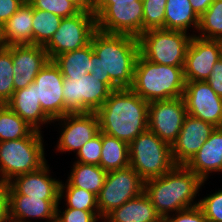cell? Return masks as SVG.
Segmentation results:
<instances>
[{
  "label": "cell",
  "instance_id": "1",
  "mask_svg": "<svg viewBox=\"0 0 222 222\" xmlns=\"http://www.w3.org/2000/svg\"><path fill=\"white\" fill-rule=\"evenodd\" d=\"M90 43L92 77H97L112 91L130 88L140 54L138 38L96 30Z\"/></svg>",
  "mask_w": 222,
  "mask_h": 222
},
{
  "label": "cell",
  "instance_id": "2",
  "mask_svg": "<svg viewBox=\"0 0 222 222\" xmlns=\"http://www.w3.org/2000/svg\"><path fill=\"white\" fill-rule=\"evenodd\" d=\"M149 102L130 88L110 93L95 112L101 132L130 144L139 134L148 130Z\"/></svg>",
  "mask_w": 222,
  "mask_h": 222
},
{
  "label": "cell",
  "instance_id": "3",
  "mask_svg": "<svg viewBox=\"0 0 222 222\" xmlns=\"http://www.w3.org/2000/svg\"><path fill=\"white\" fill-rule=\"evenodd\" d=\"M204 185L185 165H176L165 175L144 181V193L161 217L199 206L195 197Z\"/></svg>",
  "mask_w": 222,
  "mask_h": 222
},
{
  "label": "cell",
  "instance_id": "4",
  "mask_svg": "<svg viewBox=\"0 0 222 222\" xmlns=\"http://www.w3.org/2000/svg\"><path fill=\"white\" fill-rule=\"evenodd\" d=\"M183 67L153 63L139 54L130 89L147 102L183 97Z\"/></svg>",
  "mask_w": 222,
  "mask_h": 222
},
{
  "label": "cell",
  "instance_id": "5",
  "mask_svg": "<svg viewBox=\"0 0 222 222\" xmlns=\"http://www.w3.org/2000/svg\"><path fill=\"white\" fill-rule=\"evenodd\" d=\"M41 132L34 130L25 138L0 142V183L8 184L47 162Z\"/></svg>",
  "mask_w": 222,
  "mask_h": 222
},
{
  "label": "cell",
  "instance_id": "6",
  "mask_svg": "<svg viewBox=\"0 0 222 222\" xmlns=\"http://www.w3.org/2000/svg\"><path fill=\"white\" fill-rule=\"evenodd\" d=\"M129 158L130 166L144 181L163 176L177 165L171 145L149 130L129 144Z\"/></svg>",
  "mask_w": 222,
  "mask_h": 222
},
{
  "label": "cell",
  "instance_id": "7",
  "mask_svg": "<svg viewBox=\"0 0 222 222\" xmlns=\"http://www.w3.org/2000/svg\"><path fill=\"white\" fill-rule=\"evenodd\" d=\"M192 36L164 28L144 31L138 37L140 54L153 63L183 67Z\"/></svg>",
  "mask_w": 222,
  "mask_h": 222
},
{
  "label": "cell",
  "instance_id": "8",
  "mask_svg": "<svg viewBox=\"0 0 222 222\" xmlns=\"http://www.w3.org/2000/svg\"><path fill=\"white\" fill-rule=\"evenodd\" d=\"M96 28L94 11H80L74 16L62 18L59 28L44 46L49 59L74 51L90 43Z\"/></svg>",
  "mask_w": 222,
  "mask_h": 222
},
{
  "label": "cell",
  "instance_id": "9",
  "mask_svg": "<svg viewBox=\"0 0 222 222\" xmlns=\"http://www.w3.org/2000/svg\"><path fill=\"white\" fill-rule=\"evenodd\" d=\"M112 90L90 73L80 80L64 78V116L96 112L107 100Z\"/></svg>",
  "mask_w": 222,
  "mask_h": 222
},
{
  "label": "cell",
  "instance_id": "10",
  "mask_svg": "<svg viewBox=\"0 0 222 222\" xmlns=\"http://www.w3.org/2000/svg\"><path fill=\"white\" fill-rule=\"evenodd\" d=\"M143 1L100 4L95 10L97 30L139 37L143 33Z\"/></svg>",
  "mask_w": 222,
  "mask_h": 222
},
{
  "label": "cell",
  "instance_id": "11",
  "mask_svg": "<svg viewBox=\"0 0 222 222\" xmlns=\"http://www.w3.org/2000/svg\"><path fill=\"white\" fill-rule=\"evenodd\" d=\"M144 191V180L131 167L109 171L97 195L99 215L103 220L114 209L139 196Z\"/></svg>",
  "mask_w": 222,
  "mask_h": 222
},
{
  "label": "cell",
  "instance_id": "12",
  "mask_svg": "<svg viewBox=\"0 0 222 222\" xmlns=\"http://www.w3.org/2000/svg\"><path fill=\"white\" fill-rule=\"evenodd\" d=\"M187 115L183 97L149 102L148 130L172 146Z\"/></svg>",
  "mask_w": 222,
  "mask_h": 222
},
{
  "label": "cell",
  "instance_id": "13",
  "mask_svg": "<svg viewBox=\"0 0 222 222\" xmlns=\"http://www.w3.org/2000/svg\"><path fill=\"white\" fill-rule=\"evenodd\" d=\"M183 98L188 115L222 128V97L206 81L186 82Z\"/></svg>",
  "mask_w": 222,
  "mask_h": 222
},
{
  "label": "cell",
  "instance_id": "14",
  "mask_svg": "<svg viewBox=\"0 0 222 222\" xmlns=\"http://www.w3.org/2000/svg\"><path fill=\"white\" fill-rule=\"evenodd\" d=\"M63 81L64 77L53 60L46 63L34 80L37 100L51 120L64 116Z\"/></svg>",
  "mask_w": 222,
  "mask_h": 222
},
{
  "label": "cell",
  "instance_id": "15",
  "mask_svg": "<svg viewBox=\"0 0 222 222\" xmlns=\"http://www.w3.org/2000/svg\"><path fill=\"white\" fill-rule=\"evenodd\" d=\"M219 59L220 40L203 39L193 34L183 66L186 82L207 81Z\"/></svg>",
  "mask_w": 222,
  "mask_h": 222
},
{
  "label": "cell",
  "instance_id": "16",
  "mask_svg": "<svg viewBox=\"0 0 222 222\" xmlns=\"http://www.w3.org/2000/svg\"><path fill=\"white\" fill-rule=\"evenodd\" d=\"M62 124L61 135L57 144V151L78 152V150L100 131L99 120L95 112L87 114L65 115L57 118Z\"/></svg>",
  "mask_w": 222,
  "mask_h": 222
},
{
  "label": "cell",
  "instance_id": "17",
  "mask_svg": "<svg viewBox=\"0 0 222 222\" xmlns=\"http://www.w3.org/2000/svg\"><path fill=\"white\" fill-rule=\"evenodd\" d=\"M47 162L39 169L19 175L7 184L8 195H26L44 200H59L60 180L52 178Z\"/></svg>",
  "mask_w": 222,
  "mask_h": 222
},
{
  "label": "cell",
  "instance_id": "18",
  "mask_svg": "<svg viewBox=\"0 0 222 222\" xmlns=\"http://www.w3.org/2000/svg\"><path fill=\"white\" fill-rule=\"evenodd\" d=\"M49 60L44 46L12 45L14 91L26 88L33 83L39 71Z\"/></svg>",
  "mask_w": 222,
  "mask_h": 222
},
{
  "label": "cell",
  "instance_id": "19",
  "mask_svg": "<svg viewBox=\"0 0 222 222\" xmlns=\"http://www.w3.org/2000/svg\"><path fill=\"white\" fill-rule=\"evenodd\" d=\"M216 128L208 122L187 115L177 140L171 146L175 163L185 165Z\"/></svg>",
  "mask_w": 222,
  "mask_h": 222
},
{
  "label": "cell",
  "instance_id": "20",
  "mask_svg": "<svg viewBox=\"0 0 222 222\" xmlns=\"http://www.w3.org/2000/svg\"><path fill=\"white\" fill-rule=\"evenodd\" d=\"M202 181L209 173H222V128H216L198 152L185 164Z\"/></svg>",
  "mask_w": 222,
  "mask_h": 222
},
{
  "label": "cell",
  "instance_id": "21",
  "mask_svg": "<svg viewBox=\"0 0 222 222\" xmlns=\"http://www.w3.org/2000/svg\"><path fill=\"white\" fill-rule=\"evenodd\" d=\"M9 218L12 222H30L26 218L46 219L57 213L59 200H44L26 195H8Z\"/></svg>",
  "mask_w": 222,
  "mask_h": 222
},
{
  "label": "cell",
  "instance_id": "22",
  "mask_svg": "<svg viewBox=\"0 0 222 222\" xmlns=\"http://www.w3.org/2000/svg\"><path fill=\"white\" fill-rule=\"evenodd\" d=\"M6 104L37 131H41L40 126L43 124L52 123V120L43 112L39 100H37L34 82L26 88L14 91L11 99Z\"/></svg>",
  "mask_w": 222,
  "mask_h": 222
},
{
  "label": "cell",
  "instance_id": "23",
  "mask_svg": "<svg viewBox=\"0 0 222 222\" xmlns=\"http://www.w3.org/2000/svg\"><path fill=\"white\" fill-rule=\"evenodd\" d=\"M33 12L29 2L23 5L3 24V38L6 46L33 45Z\"/></svg>",
  "mask_w": 222,
  "mask_h": 222
},
{
  "label": "cell",
  "instance_id": "24",
  "mask_svg": "<svg viewBox=\"0 0 222 222\" xmlns=\"http://www.w3.org/2000/svg\"><path fill=\"white\" fill-rule=\"evenodd\" d=\"M159 217L161 216L143 191L139 196L114 209L103 220L104 222H154Z\"/></svg>",
  "mask_w": 222,
  "mask_h": 222
},
{
  "label": "cell",
  "instance_id": "25",
  "mask_svg": "<svg viewBox=\"0 0 222 222\" xmlns=\"http://www.w3.org/2000/svg\"><path fill=\"white\" fill-rule=\"evenodd\" d=\"M64 78L80 80L82 76L92 73L91 43L74 51L65 52L53 59Z\"/></svg>",
  "mask_w": 222,
  "mask_h": 222
},
{
  "label": "cell",
  "instance_id": "26",
  "mask_svg": "<svg viewBox=\"0 0 222 222\" xmlns=\"http://www.w3.org/2000/svg\"><path fill=\"white\" fill-rule=\"evenodd\" d=\"M199 16L189 0H167L165 7V29L183 31L188 34L190 27L198 29Z\"/></svg>",
  "mask_w": 222,
  "mask_h": 222
},
{
  "label": "cell",
  "instance_id": "27",
  "mask_svg": "<svg viewBox=\"0 0 222 222\" xmlns=\"http://www.w3.org/2000/svg\"><path fill=\"white\" fill-rule=\"evenodd\" d=\"M99 166L106 172L130 166L129 144L102 132Z\"/></svg>",
  "mask_w": 222,
  "mask_h": 222
},
{
  "label": "cell",
  "instance_id": "28",
  "mask_svg": "<svg viewBox=\"0 0 222 222\" xmlns=\"http://www.w3.org/2000/svg\"><path fill=\"white\" fill-rule=\"evenodd\" d=\"M107 173L100 166L74 162L67 181L73 187L98 195L104 185Z\"/></svg>",
  "mask_w": 222,
  "mask_h": 222
},
{
  "label": "cell",
  "instance_id": "29",
  "mask_svg": "<svg viewBox=\"0 0 222 222\" xmlns=\"http://www.w3.org/2000/svg\"><path fill=\"white\" fill-rule=\"evenodd\" d=\"M34 130L7 104H0V142L25 138Z\"/></svg>",
  "mask_w": 222,
  "mask_h": 222
},
{
  "label": "cell",
  "instance_id": "30",
  "mask_svg": "<svg viewBox=\"0 0 222 222\" xmlns=\"http://www.w3.org/2000/svg\"><path fill=\"white\" fill-rule=\"evenodd\" d=\"M63 197L64 199L66 198L64 201H66L67 208L99 212L97 195L90 191L73 187L68 181H66L65 185L62 181L60 182L59 201H61Z\"/></svg>",
  "mask_w": 222,
  "mask_h": 222
},
{
  "label": "cell",
  "instance_id": "31",
  "mask_svg": "<svg viewBox=\"0 0 222 222\" xmlns=\"http://www.w3.org/2000/svg\"><path fill=\"white\" fill-rule=\"evenodd\" d=\"M62 18L39 9L33 12V45L45 46L59 28Z\"/></svg>",
  "mask_w": 222,
  "mask_h": 222
},
{
  "label": "cell",
  "instance_id": "32",
  "mask_svg": "<svg viewBox=\"0 0 222 222\" xmlns=\"http://www.w3.org/2000/svg\"><path fill=\"white\" fill-rule=\"evenodd\" d=\"M197 37L208 40H222V0H215L199 17Z\"/></svg>",
  "mask_w": 222,
  "mask_h": 222
},
{
  "label": "cell",
  "instance_id": "33",
  "mask_svg": "<svg viewBox=\"0 0 222 222\" xmlns=\"http://www.w3.org/2000/svg\"><path fill=\"white\" fill-rule=\"evenodd\" d=\"M12 45L0 48V104H6L14 93Z\"/></svg>",
  "mask_w": 222,
  "mask_h": 222
},
{
  "label": "cell",
  "instance_id": "34",
  "mask_svg": "<svg viewBox=\"0 0 222 222\" xmlns=\"http://www.w3.org/2000/svg\"><path fill=\"white\" fill-rule=\"evenodd\" d=\"M143 1V32L150 29H165V7L167 0Z\"/></svg>",
  "mask_w": 222,
  "mask_h": 222
},
{
  "label": "cell",
  "instance_id": "35",
  "mask_svg": "<svg viewBox=\"0 0 222 222\" xmlns=\"http://www.w3.org/2000/svg\"><path fill=\"white\" fill-rule=\"evenodd\" d=\"M34 9L51 12L61 18L71 17L80 10L68 0H30Z\"/></svg>",
  "mask_w": 222,
  "mask_h": 222
},
{
  "label": "cell",
  "instance_id": "36",
  "mask_svg": "<svg viewBox=\"0 0 222 222\" xmlns=\"http://www.w3.org/2000/svg\"><path fill=\"white\" fill-rule=\"evenodd\" d=\"M102 149V132L99 131L91 140L86 142L76 153L77 159L75 162L97 165L100 164Z\"/></svg>",
  "mask_w": 222,
  "mask_h": 222
},
{
  "label": "cell",
  "instance_id": "37",
  "mask_svg": "<svg viewBox=\"0 0 222 222\" xmlns=\"http://www.w3.org/2000/svg\"><path fill=\"white\" fill-rule=\"evenodd\" d=\"M199 207L208 222H222V190L202 198L199 201Z\"/></svg>",
  "mask_w": 222,
  "mask_h": 222
},
{
  "label": "cell",
  "instance_id": "38",
  "mask_svg": "<svg viewBox=\"0 0 222 222\" xmlns=\"http://www.w3.org/2000/svg\"><path fill=\"white\" fill-rule=\"evenodd\" d=\"M57 205V214L62 218L64 222H97L101 220L99 212L83 211L80 209L66 208L61 212Z\"/></svg>",
  "mask_w": 222,
  "mask_h": 222
},
{
  "label": "cell",
  "instance_id": "39",
  "mask_svg": "<svg viewBox=\"0 0 222 222\" xmlns=\"http://www.w3.org/2000/svg\"><path fill=\"white\" fill-rule=\"evenodd\" d=\"M165 217L167 222H208L199 206L173 213V215L171 213Z\"/></svg>",
  "mask_w": 222,
  "mask_h": 222
},
{
  "label": "cell",
  "instance_id": "40",
  "mask_svg": "<svg viewBox=\"0 0 222 222\" xmlns=\"http://www.w3.org/2000/svg\"><path fill=\"white\" fill-rule=\"evenodd\" d=\"M22 0H0V24L9 20L15 12L23 5Z\"/></svg>",
  "mask_w": 222,
  "mask_h": 222
},
{
  "label": "cell",
  "instance_id": "41",
  "mask_svg": "<svg viewBox=\"0 0 222 222\" xmlns=\"http://www.w3.org/2000/svg\"><path fill=\"white\" fill-rule=\"evenodd\" d=\"M212 90L220 97H222V60L219 59L213 66L212 72L206 81Z\"/></svg>",
  "mask_w": 222,
  "mask_h": 222
},
{
  "label": "cell",
  "instance_id": "42",
  "mask_svg": "<svg viewBox=\"0 0 222 222\" xmlns=\"http://www.w3.org/2000/svg\"><path fill=\"white\" fill-rule=\"evenodd\" d=\"M9 218V199L7 184L0 183V222H6Z\"/></svg>",
  "mask_w": 222,
  "mask_h": 222
},
{
  "label": "cell",
  "instance_id": "43",
  "mask_svg": "<svg viewBox=\"0 0 222 222\" xmlns=\"http://www.w3.org/2000/svg\"><path fill=\"white\" fill-rule=\"evenodd\" d=\"M195 13L200 17L215 0H189Z\"/></svg>",
  "mask_w": 222,
  "mask_h": 222
},
{
  "label": "cell",
  "instance_id": "44",
  "mask_svg": "<svg viewBox=\"0 0 222 222\" xmlns=\"http://www.w3.org/2000/svg\"><path fill=\"white\" fill-rule=\"evenodd\" d=\"M73 3L80 11H94L89 5L88 0H68Z\"/></svg>",
  "mask_w": 222,
  "mask_h": 222
},
{
  "label": "cell",
  "instance_id": "45",
  "mask_svg": "<svg viewBox=\"0 0 222 222\" xmlns=\"http://www.w3.org/2000/svg\"><path fill=\"white\" fill-rule=\"evenodd\" d=\"M142 0H104L101 4H115V2H135Z\"/></svg>",
  "mask_w": 222,
  "mask_h": 222
},
{
  "label": "cell",
  "instance_id": "46",
  "mask_svg": "<svg viewBox=\"0 0 222 222\" xmlns=\"http://www.w3.org/2000/svg\"><path fill=\"white\" fill-rule=\"evenodd\" d=\"M104 0H88L89 5L95 10Z\"/></svg>",
  "mask_w": 222,
  "mask_h": 222
},
{
  "label": "cell",
  "instance_id": "47",
  "mask_svg": "<svg viewBox=\"0 0 222 222\" xmlns=\"http://www.w3.org/2000/svg\"><path fill=\"white\" fill-rule=\"evenodd\" d=\"M4 47H6V44L3 38V27L0 24V48H4Z\"/></svg>",
  "mask_w": 222,
  "mask_h": 222
},
{
  "label": "cell",
  "instance_id": "48",
  "mask_svg": "<svg viewBox=\"0 0 222 222\" xmlns=\"http://www.w3.org/2000/svg\"><path fill=\"white\" fill-rule=\"evenodd\" d=\"M47 222H64L62 218L56 213L52 218H50Z\"/></svg>",
  "mask_w": 222,
  "mask_h": 222
},
{
  "label": "cell",
  "instance_id": "49",
  "mask_svg": "<svg viewBox=\"0 0 222 222\" xmlns=\"http://www.w3.org/2000/svg\"><path fill=\"white\" fill-rule=\"evenodd\" d=\"M154 222H167L166 217H159L156 221Z\"/></svg>",
  "mask_w": 222,
  "mask_h": 222
},
{
  "label": "cell",
  "instance_id": "50",
  "mask_svg": "<svg viewBox=\"0 0 222 222\" xmlns=\"http://www.w3.org/2000/svg\"><path fill=\"white\" fill-rule=\"evenodd\" d=\"M220 59L222 60V40H220Z\"/></svg>",
  "mask_w": 222,
  "mask_h": 222
}]
</instances>
